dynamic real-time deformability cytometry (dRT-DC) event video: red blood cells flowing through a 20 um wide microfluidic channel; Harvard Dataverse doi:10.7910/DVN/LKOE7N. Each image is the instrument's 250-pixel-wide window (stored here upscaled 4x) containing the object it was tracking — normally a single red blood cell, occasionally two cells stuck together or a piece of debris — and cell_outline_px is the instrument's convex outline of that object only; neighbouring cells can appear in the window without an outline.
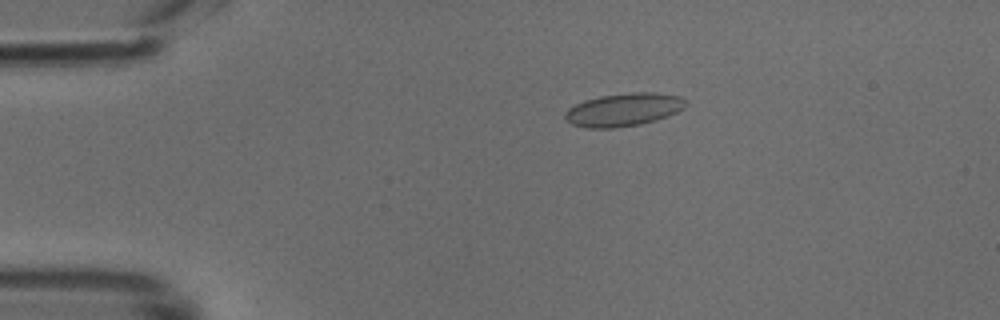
{"species": "common noctule bat (a hibernating species)", "species_latin": "Nyctalus noctula", "temperature_condition": "cold", "stored_images_in_passage": 5, "camera_frame_rate_fps": 3000, "um_per_image_px": 0.085, "animal": {"sex": "male", "body_mass_g": 18.8}, "frame": {"image": 1, "passage_image": 2, "time_ms": 0.333, "image_size_px": [1000, 320], "cell_outline_px": [[688, 104], [684, 108], [668, 116], [656, 120], [640, 124], [612, 128], [584, 128], [572, 124], [564, 116], [564, 112], [568, 108], [584, 100], [600, 96], [628, 92], [656, 92], [680, 96], [688, 100]], "centroid_in_image_um": [53.03, 9.31], "position_along_channel_um": 32.0, "area_um2": 23.47}}